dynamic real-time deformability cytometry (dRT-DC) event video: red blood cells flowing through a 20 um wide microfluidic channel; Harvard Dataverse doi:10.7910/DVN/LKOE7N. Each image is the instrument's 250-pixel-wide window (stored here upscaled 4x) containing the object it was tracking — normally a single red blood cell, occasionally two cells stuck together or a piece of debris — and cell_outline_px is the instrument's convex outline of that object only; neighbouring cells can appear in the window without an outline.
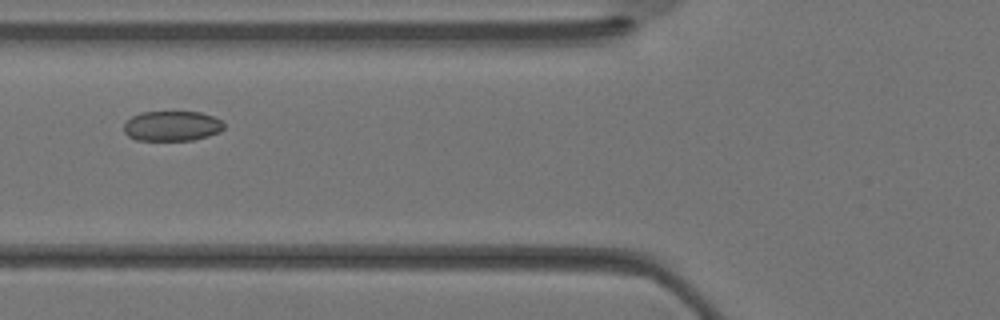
{"species": "Egyptian fruit bat (a non-hibernating species)", "species_latin": "Rousettus aegyptiacus", "temperature_condition": "warm", "stored_images_in_passage": 32, "camera_frame_rate_fps": 3000, "um_per_image_px": 0.085, "animal": {"sex": "female"}, "frame": {"image": 1, "passage_image": 10, "time_ms": 3.0, "image_size_px": [1000, 320], "cell_outline_px": [[224, 128], [220, 132], [208, 136], [192, 140], [136, 140], [128, 136], [124, 132], [124, 124], [132, 116], [140, 112], [200, 112], [212, 116], [220, 120], [224, 124]], "centroid_in_image_um": [14.61, 10.71], "position_along_channel_um": 111.2, "area_um2": 17.51}}
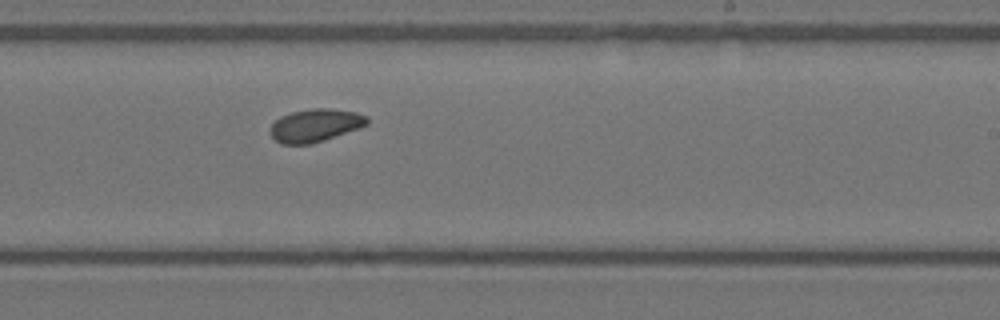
{"frame": {"image": 2, "passage_image": 18, "time_ms": 5.667, "image_size_px": [1000, 320], "cell_outline_px": [[368, 124], [324, 140], [312, 144], [280, 144], [268, 132], [268, 128], [280, 116], [292, 112], [312, 108], [328, 108], [356, 112], [368, 116]], "centroid_in_image_um": [26.76, 10.65], "position_along_channel_um": 262.2, "area_um2": 18.55}}
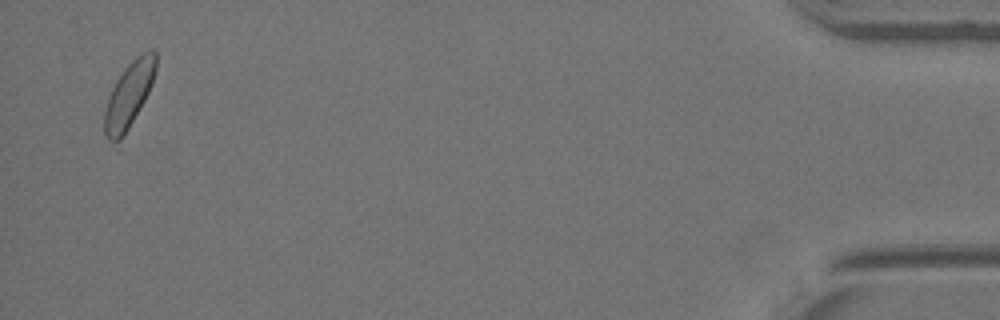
{"frame": {"image": 3, "passage_image": 31, "time_ms": 10.0, "image_size_px": [1000, 320], "cell_outline_px": [[156, 68], [148, 92], [120, 152], [116, 148], [104, 132], [104, 112], [108, 96], [116, 80], [124, 68], [136, 56], [152, 48], [156, 52]], "centroid_in_image_um": [10.92, 8.26], "position_along_channel_um": 424.3, "area_um2": 20.58}}